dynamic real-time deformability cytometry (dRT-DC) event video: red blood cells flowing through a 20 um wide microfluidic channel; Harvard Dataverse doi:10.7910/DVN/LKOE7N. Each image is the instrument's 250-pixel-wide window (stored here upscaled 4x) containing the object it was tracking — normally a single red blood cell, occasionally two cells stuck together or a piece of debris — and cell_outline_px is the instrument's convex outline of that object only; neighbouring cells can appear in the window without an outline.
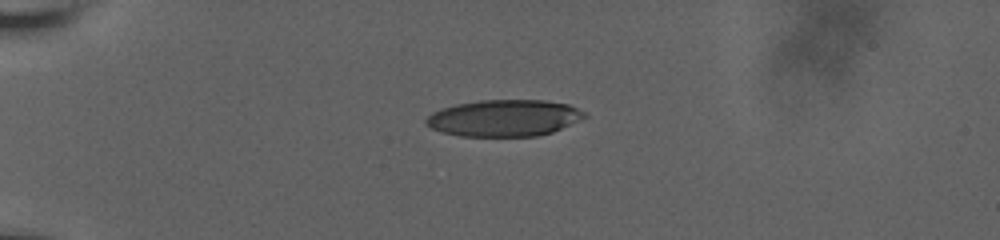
{"species": "human", "species_latin": "Homo sapiens", "temperature_condition": "room temperature", "stored_images_in_passage": 44, "camera_frame_rate_fps": 3000, "um_per_image_px": 0.085, "donor": {"sex": "male"}, "frame": {"image": 1, "passage_image": 1, "time_ms": 0.0, "image_size_px": [1000, 240], "cell_outline_px": [[588, 116], [552, 132], [536, 136], [460, 136], [444, 132], [432, 128], [424, 124], [424, 120], [432, 112], [440, 108], [456, 104], [480, 100], [544, 100], [568, 104], [584, 112]], "centroid_in_image_um": [42.82, 10.02], "position_along_channel_um": 42.2, "area_um2": 33.76}}
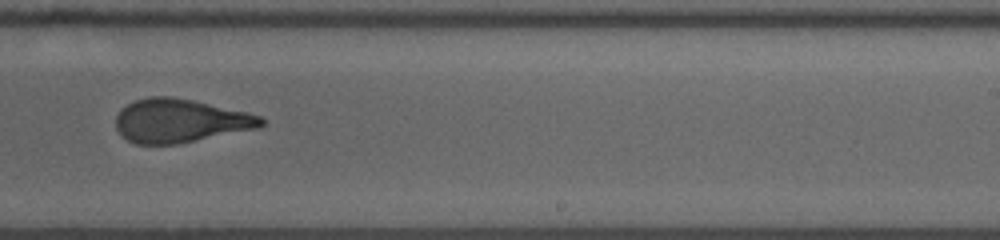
{"frame": {"image": 2, "passage_image": 24, "time_ms": 7.667, "image_size_px": [1000, 240], "cell_outline_px": [[264, 124], [260, 128], [176, 144], [136, 144], [128, 140], [116, 128], [116, 116], [120, 108], [136, 100], [152, 96], [172, 96], [192, 100], [244, 112], [260, 116], [264, 120]], "centroid_in_image_um": [15.29, 10.27], "position_along_channel_um": 273.7, "area_um2": 36.59}}
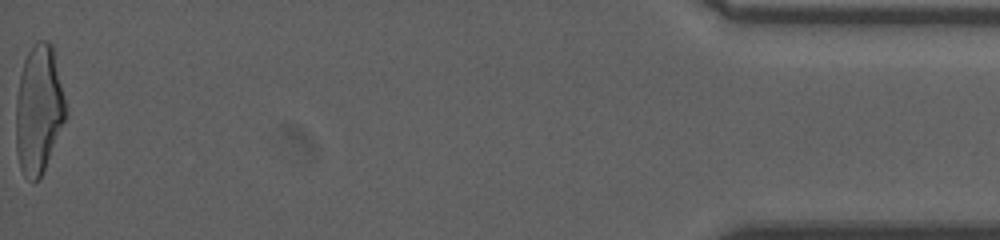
{"frame": {"image": 3, "passage_image": 44, "time_ms": 14.333, "image_size_px": [1000, 240], "cell_outline_px": [[68, 116], [40, 180], [32, 184], [24, 176], [20, 168], [16, 152], [16, 100], [20, 76], [24, 60], [32, 44], [36, 40], [48, 40], [52, 44], [68, 112]], "centroid_in_image_um": [3.3, 9.36], "position_along_channel_um": 431.9, "area_um2": 38.03}, "authors_computed_cell_mechanics": {"area_um2": 37.2232, "velocity_mm_per_s": 3.6735, "shape_relaxation_time_tau1_ms": 10.6166, "shape_relaxation_time_tau2_ms": 1.366, "deformation_change_tau1": 0.3088, "deformation_change_tau2": 0.1016}}